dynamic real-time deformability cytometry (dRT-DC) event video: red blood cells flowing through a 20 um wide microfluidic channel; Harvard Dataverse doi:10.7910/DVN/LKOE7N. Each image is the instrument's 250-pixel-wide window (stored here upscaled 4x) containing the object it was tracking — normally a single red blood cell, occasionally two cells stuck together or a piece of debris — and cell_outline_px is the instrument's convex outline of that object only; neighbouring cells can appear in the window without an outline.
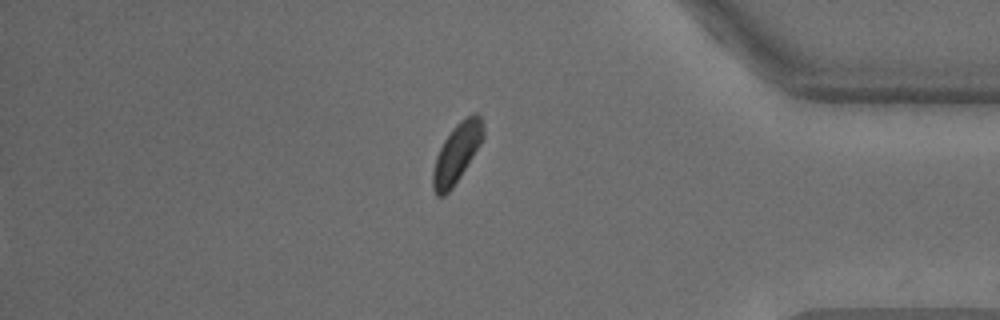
{"species": "common noctule bat (a hibernating species)", "species_latin": "Nyctalus noctula", "temperature_condition": "warm", "stored_images_in_passage": 35, "segment_of_instrument_passage": [2, 2], "camera_frame_rate_fps": 3000, "um_per_image_px": 0.085, "animal": {"sex": "male", "body_mass_g": 18.8}, "frame": {"image": 1, "passage_image": 35, "time_ms": 11.333, "image_size_px": [1000, 320], "cell_outline_px": [[484, 136], [480, 144], [460, 176], [452, 188], [444, 196], [436, 196], [432, 188], [432, 172], [436, 156], [444, 140], [452, 128], [460, 120], [472, 112], [476, 112], [480, 116], [484, 128]], "centroid_in_image_um": [38.81, 12.99], "position_along_channel_um": 396.4, "area_um2": 17.34}}